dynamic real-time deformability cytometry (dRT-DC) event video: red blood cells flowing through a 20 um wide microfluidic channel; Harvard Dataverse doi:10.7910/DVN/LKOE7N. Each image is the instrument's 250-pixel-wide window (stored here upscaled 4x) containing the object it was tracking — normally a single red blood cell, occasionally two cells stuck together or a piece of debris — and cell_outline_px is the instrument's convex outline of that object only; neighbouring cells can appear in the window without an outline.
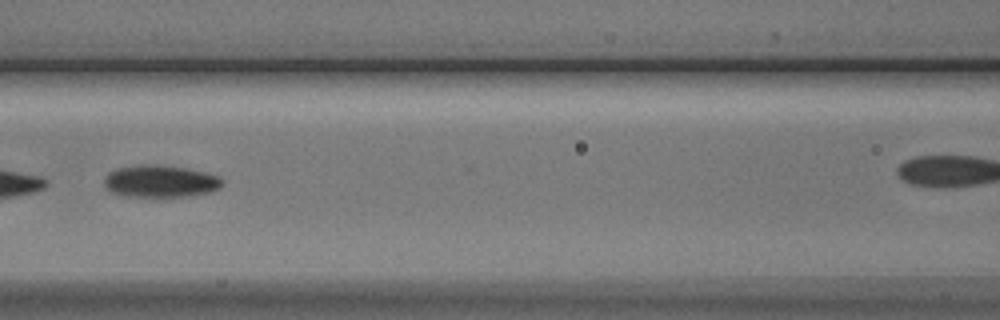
{"species": "Egyptian fruit bat (a non-hibernating species)", "species_latin": "Rousettus aegyptiacus", "temperature_condition": "cold", "stored_images_in_passage": 5, "segment_of_instrument_passage": [1, 2], "camera_frame_rate_fps": 3000, "um_per_image_px": 0.085, "animal": {"sex": "male"}, "frame": {"image": 1, "passage_image": 4, "time_ms": 3.333, "image_size_px": [1000, 320], "cell_outline_px": [[224, 184], [220, 188], [212, 192], [188, 196], [128, 196], [112, 192], [104, 188], [104, 176], [108, 172], [120, 168], [144, 164], [148, 164], [188, 168], [220, 176], [224, 180]], "centroid_in_image_um": [13.67, 15.41], "position_along_channel_um": 152.9, "area_um2": 22.2}}